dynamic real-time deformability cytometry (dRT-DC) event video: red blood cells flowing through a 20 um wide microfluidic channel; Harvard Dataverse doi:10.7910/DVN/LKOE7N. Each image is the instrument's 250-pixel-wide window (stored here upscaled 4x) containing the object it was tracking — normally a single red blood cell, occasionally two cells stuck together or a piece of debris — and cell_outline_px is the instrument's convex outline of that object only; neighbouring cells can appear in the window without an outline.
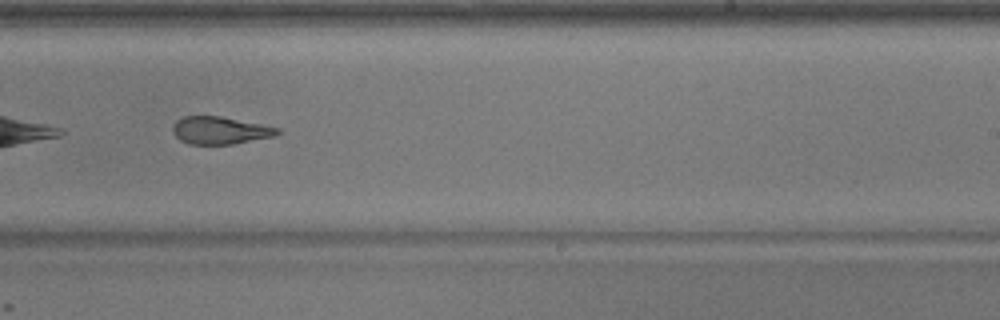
{"species": "common noctule bat (a hibernating species)", "species_latin": "Nyctalus noctula", "temperature_condition": "warm", "stored_images_in_passage": 28, "camera_frame_rate_fps": 3000, "um_per_image_px": 0.085, "animal": {"sex": "male", "body_mass_g": 17.9}, "frame": {"image": 1, "passage_image": 16, "time_ms": 5.0, "image_size_px": [1000, 320], "cell_outline_px": [[280, 132], [272, 136], [232, 144], [188, 144], [180, 140], [172, 132], [172, 128], [176, 120], [184, 116], [220, 116], [280, 128]], "centroid_in_image_um": [18.65, 11.08], "position_along_channel_um": 270.3, "area_um2": 16.59}}